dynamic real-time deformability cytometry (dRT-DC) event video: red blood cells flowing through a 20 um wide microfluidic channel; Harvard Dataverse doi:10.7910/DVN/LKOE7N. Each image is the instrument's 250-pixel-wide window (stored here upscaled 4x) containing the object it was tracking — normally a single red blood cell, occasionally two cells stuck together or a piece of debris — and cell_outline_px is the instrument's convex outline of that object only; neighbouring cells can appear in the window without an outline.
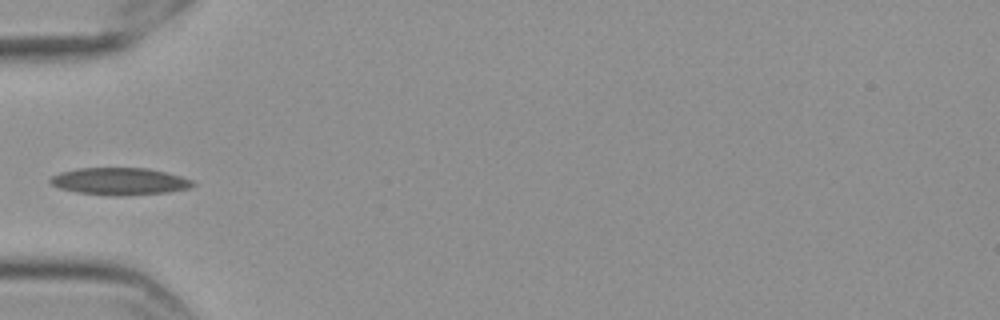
{"species": "Egyptian fruit bat (a non-hibernating species)", "species_latin": "Rousettus aegyptiacus", "temperature_condition": "cold", "stored_images_in_passage": 39, "camera_frame_rate_fps": 3000, "um_per_image_px": 0.085, "frame": {"image": 1, "passage_image": 1, "time_ms": 0.0, "image_size_px": [1000, 320], "cell_outline_px": [[196, 184], [188, 188], [168, 192], [124, 196], [112, 196], [76, 192], [60, 188], [52, 184], [48, 180], [52, 176], [60, 172], [80, 168], [148, 168], [180, 176], [192, 180]], "centroid_in_image_um": [10.16, 15.42], "position_along_channel_um": 74.8, "area_um2": 22.54}}
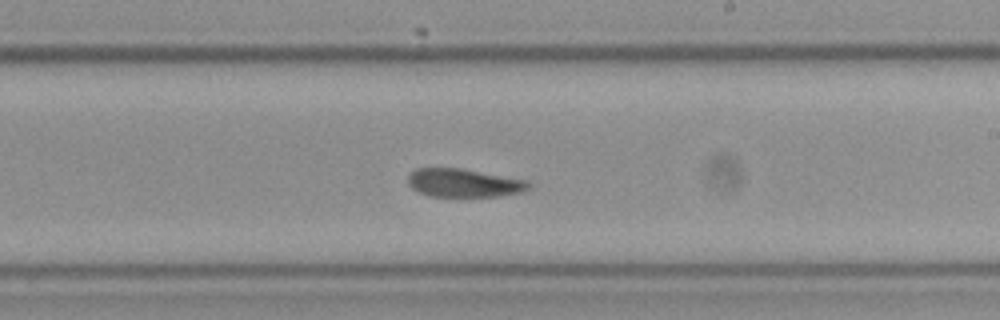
{"frame": {"image": 2, "passage_image": 16, "time_ms": 5.0, "image_size_px": [1000, 320], "cell_outline_px": [[532, 184], [528, 188], [520, 192], [496, 196], [428, 196], [412, 188], [408, 184], [408, 176], [416, 168], [460, 168], [528, 180]], "centroid_in_image_um": [39.42, 15.54], "position_along_channel_um": 249.6, "area_um2": 19.77}}
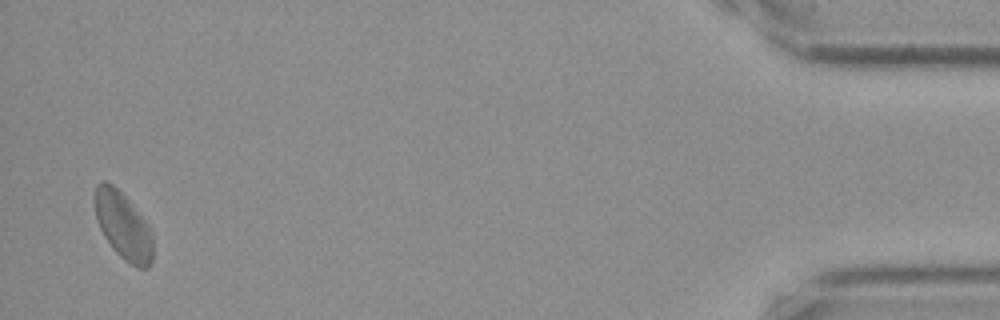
{"frame": {"image": 3, "passage_image": 38, "time_ms": 12.333, "image_size_px": [1000, 320], "cell_outline_px": [[152, 264], [148, 268], [136, 268], [124, 260], [112, 248], [104, 236], [100, 228], [96, 216], [96, 184], [104, 180], [112, 184], [132, 204], [144, 220], [152, 236]], "centroid_in_image_um": [10.48, 19.24], "position_along_channel_um": 424.7, "area_um2": 22.31}, "authors_computed_cell_mechanics": {"area_um2": 20.808, "velocity_mm_per_s": 3.4817, "shape_relaxation_time_tau1_ms": 4.4765, "shape_relaxation_time_tau2_ms": 2.9575, "deformation_change_tau1": 0.1189, "deformation_change_tau2": 0.082}}